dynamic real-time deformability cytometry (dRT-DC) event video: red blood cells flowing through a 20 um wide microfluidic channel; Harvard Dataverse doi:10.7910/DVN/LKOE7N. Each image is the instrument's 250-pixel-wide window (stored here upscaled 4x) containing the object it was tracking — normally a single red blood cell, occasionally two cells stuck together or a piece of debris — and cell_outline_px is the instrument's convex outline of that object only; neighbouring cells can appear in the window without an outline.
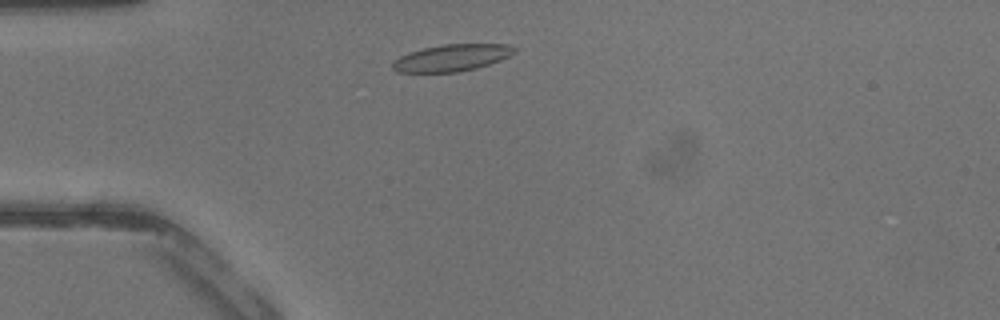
{"species": "common noctule bat (a hibernating species)", "species_latin": "Nyctalus noctula", "temperature_condition": "warm", "stored_images_in_passage": 14, "camera_frame_rate_fps": 3000, "um_per_image_px": 0.085, "animal": {"sex": "male", "body_mass_g": 13.3}, "frame": {"image": 1, "passage_image": 4, "time_ms": 1.0, "image_size_px": [1000, 320], "cell_outline_px": [[516, 52], [500, 60], [476, 68], [456, 72], [396, 72], [392, 68], [392, 64], [400, 56], [408, 52], [424, 48], [444, 44], [508, 44], [516, 48]], "centroid_in_image_um": [38.4, 4.91], "position_along_channel_um": 46.6, "area_um2": 18.9}}
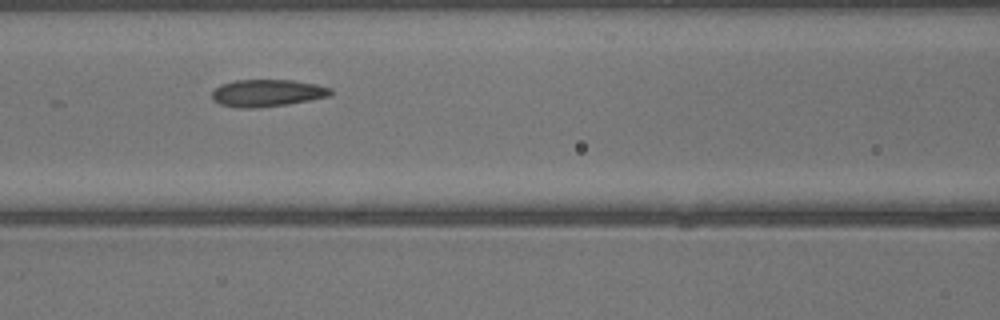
{"frame": {"image": 2, "passage_image": 11, "time_ms": 3.333, "image_size_px": [1000, 320], "cell_outline_px": [[332, 92], [328, 96], [288, 104], [256, 108], [240, 108], [220, 104], [212, 100], [212, 92], [220, 84], [236, 80], [292, 80], [316, 84], [332, 88]], "centroid_in_image_um": [22.68, 7.9], "position_along_channel_um": 143.9, "area_um2": 18.73}}
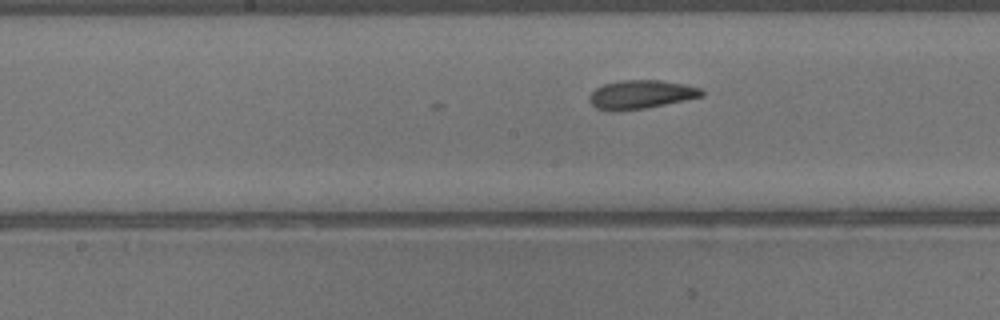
{"frame": {"image": 3, "passage_image": 14, "time_ms": 4.333, "image_size_px": [1000, 320], "cell_outline_px": [[704, 96], [644, 108], [596, 108], [588, 100], [588, 96], [596, 88], [604, 84], [620, 80], [660, 80], [684, 84], [704, 88]], "centroid_in_image_um": [54.55, 7.98], "position_along_channel_um": 193.6, "area_um2": 18.15}}